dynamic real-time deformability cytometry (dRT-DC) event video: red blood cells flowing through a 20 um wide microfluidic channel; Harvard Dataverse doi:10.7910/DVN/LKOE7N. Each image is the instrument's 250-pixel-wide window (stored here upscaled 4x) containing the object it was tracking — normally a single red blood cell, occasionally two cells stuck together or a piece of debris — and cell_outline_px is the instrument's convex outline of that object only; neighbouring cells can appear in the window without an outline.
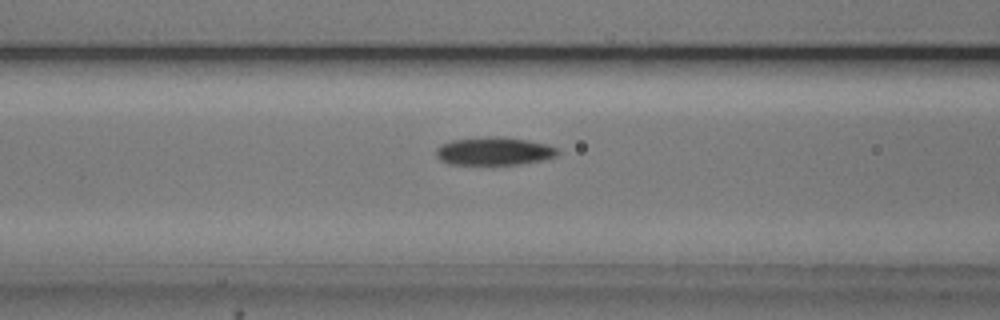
{"species": "common noctule bat (a hibernating species)", "species_latin": "Nyctalus noctula", "temperature_condition": "cold", "stored_images_in_passage": 54, "camera_frame_rate_fps": 3000, "um_per_image_px": 0.085, "animal": {"sex": "male", "body_mass_g": 20.5, "forearm_length_mm": 52.5}, "frame": {"image": 1, "passage_image": 22, "time_ms": 7.0, "image_size_px": [1000, 320], "cell_outline_px": [[560, 152], [556, 156], [544, 160], [520, 164], [448, 164], [440, 160], [436, 156], [436, 148], [440, 144], [452, 140], [488, 136], [500, 136], [528, 140], [560, 148]], "centroid_in_image_um": [42.0, 12.84], "position_along_channel_um": 124.6, "area_um2": 20.06}}
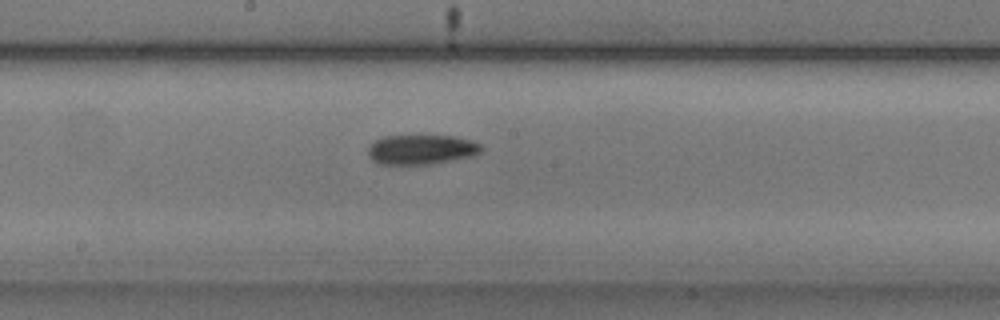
{"frame": {"image": 2, "passage_image": 29, "time_ms": 9.333, "image_size_px": [1000, 320], "cell_outline_px": [[484, 152], [472, 156], [432, 164], [376, 164], [368, 156], [368, 148], [376, 140], [384, 136], [452, 136], [472, 140], [480, 144], [484, 148]], "centroid_in_image_um": [35.84, 12.72], "position_along_channel_um": 212.4, "area_um2": 19.71}}
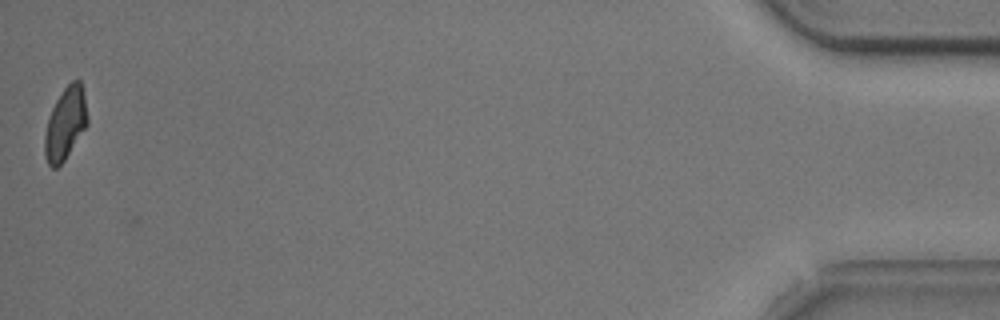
{"frame": {"image": 3, "passage_image": 54, "time_ms": 17.667, "image_size_px": [1000, 320], "cell_outline_px": [[88, 124], [64, 160], [56, 168], [52, 168], [48, 164], [44, 156], [44, 136], [48, 120], [52, 108], [56, 100], [64, 88], [72, 80], [80, 80], [84, 88], [88, 120]], "centroid_in_image_um": [5.56, 10.49], "position_along_channel_um": 429.6, "area_um2": 18.03}, "authors_computed_cell_mechanics": {"area_um2": 19.3052, "velocity_mm_per_s": 3.7578, "shape_relaxation_time_tau1_ms": 3.596, "shape_relaxation_time_tau2_ms": 9.1579, "deformation_change_tau1": 0.1282, "deformation_change_tau2": 0.1612}}